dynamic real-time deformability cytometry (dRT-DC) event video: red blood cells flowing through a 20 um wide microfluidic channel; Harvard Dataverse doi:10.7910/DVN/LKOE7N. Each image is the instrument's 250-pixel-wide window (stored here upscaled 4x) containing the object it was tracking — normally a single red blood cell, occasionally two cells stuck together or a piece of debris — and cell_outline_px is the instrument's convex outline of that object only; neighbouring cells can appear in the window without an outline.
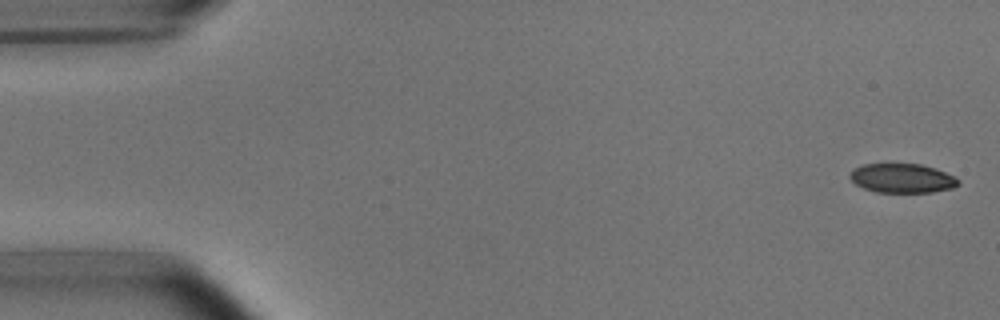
{"species": "common noctule bat (a hibernating species)", "species_latin": "Nyctalus noctula", "temperature_condition": "room temperature", "stored_images_in_passage": 5, "camera_frame_rate_fps": 3000, "um_per_image_px": 0.085, "animal": {"sex": "male", "body_mass_g": 15.6}, "frame": {"image": 1, "passage_image": 1, "time_ms": 0.0, "image_size_px": [1000, 320], "cell_outline_px": [[960, 184], [952, 188], [932, 192], [876, 192], [864, 188], [856, 184], [848, 176], [852, 168], [864, 164], [920, 164], [936, 168], [960, 180]], "centroid_in_image_um": [76.67, 15.14], "position_along_channel_um": 8.3, "area_um2": 18.44}}